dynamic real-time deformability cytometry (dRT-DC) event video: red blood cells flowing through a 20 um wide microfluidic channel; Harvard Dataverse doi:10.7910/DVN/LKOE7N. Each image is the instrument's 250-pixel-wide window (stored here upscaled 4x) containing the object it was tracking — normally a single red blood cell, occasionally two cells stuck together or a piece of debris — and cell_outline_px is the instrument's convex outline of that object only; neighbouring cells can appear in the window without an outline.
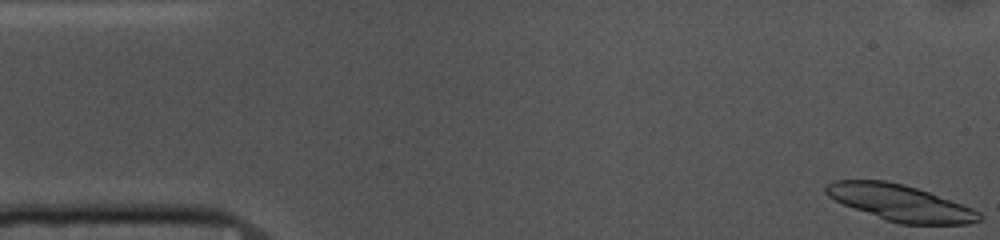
{"species": "common noctule bat (a hibernating species)", "species_latin": "Nyctalus noctula", "temperature_condition": "cold", "stored_images_in_passage": 52, "segment_of_instrument_passage": [1, 2], "camera_frame_rate_fps": 3000, "um_per_image_px": 0.085, "animal": {"sex": "female", "body_mass_g": 10.0, "forearm_length_mm": 53.1}, "frame": {"image": 1, "passage_image": 1, "time_ms": 0.0, "image_size_px": [1000, 240], "cell_outline_px": [[984, 216], [980, 220], [968, 224], [900, 224], [888, 220], [844, 204], [828, 196], [824, 192], [824, 188], [828, 184], [836, 180], [888, 180], [904, 184], [928, 192], [972, 208], [980, 212]], "centroid_in_image_um": [76.54, 17.23], "position_along_channel_um": 8.5, "area_um2": 31.91}}